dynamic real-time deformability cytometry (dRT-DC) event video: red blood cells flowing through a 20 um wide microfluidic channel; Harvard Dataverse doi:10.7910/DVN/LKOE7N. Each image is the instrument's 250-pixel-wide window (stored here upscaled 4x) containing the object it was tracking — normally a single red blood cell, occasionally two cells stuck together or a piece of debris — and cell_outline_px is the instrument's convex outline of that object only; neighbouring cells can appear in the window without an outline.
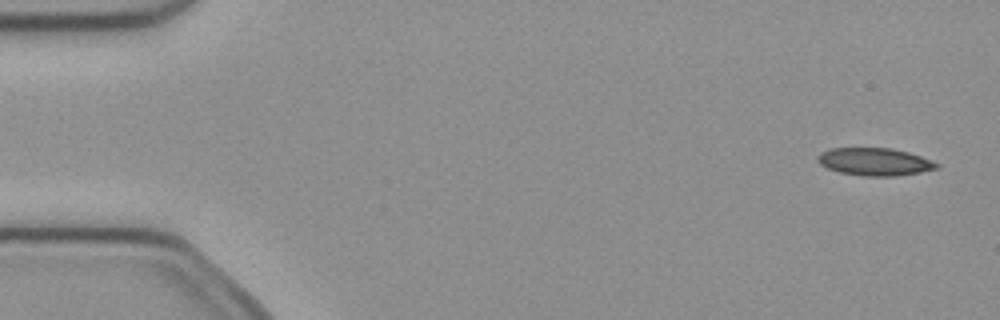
{"species": "common noctule bat (a hibernating species)", "species_latin": "Nyctalus noctula", "temperature_condition": "cold", "stored_images_in_passage": 2, "camera_frame_rate_fps": 3000, "um_per_image_px": 0.085, "animal": {"sex": "female", "body_mass_g": 21.9}, "frame": {"image": 1, "passage_image": 2, "time_ms": 0.333, "image_size_px": [1000, 320], "cell_outline_px": [[940, 168], [920, 172], [896, 176], [864, 176], [840, 172], [828, 168], [820, 164], [816, 160], [816, 156], [820, 152], [828, 148], [892, 148], [908, 152], [932, 160], [940, 164]], "centroid_in_image_um": [74.34, 13.74], "position_along_channel_um": 10.7, "area_um2": 19.31}}